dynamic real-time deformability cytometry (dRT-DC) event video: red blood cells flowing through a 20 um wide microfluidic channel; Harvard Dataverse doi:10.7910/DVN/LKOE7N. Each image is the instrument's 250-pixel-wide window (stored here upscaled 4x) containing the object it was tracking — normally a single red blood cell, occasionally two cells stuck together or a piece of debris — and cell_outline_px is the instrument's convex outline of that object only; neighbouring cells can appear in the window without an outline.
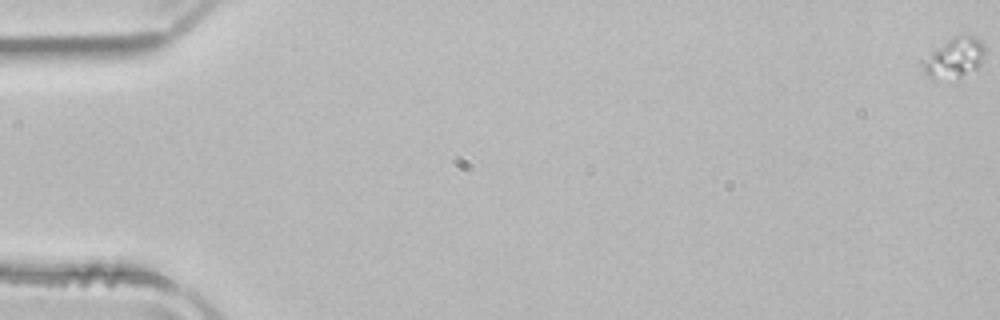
{"species": "common noctule bat (a hibernating species)", "species_latin": "Nyctalus noctula", "temperature_condition": "room temperature", "stored_images_in_passage": 54, "camera_frame_rate_fps": 3000, "um_per_image_px": 0.085, "animal": {"sex": "male", "body_mass_g": 21.5, "forearm_length_mm": 52.0}, "frame": {"image": 1, "passage_image": 1, "time_ms": 0.0, "image_size_px": [1000, 320], "cell_outline_px": [[984, 60], [976, 68], [960, 76], [928, 76], [924, 72], [920, 64], [920, 60], [952, 36], [960, 32], [964, 32], [976, 36], [984, 44]], "centroid_in_image_um": [81.14, 4.8], "position_along_channel_um": 3.9, "area_um2": 14.45}}
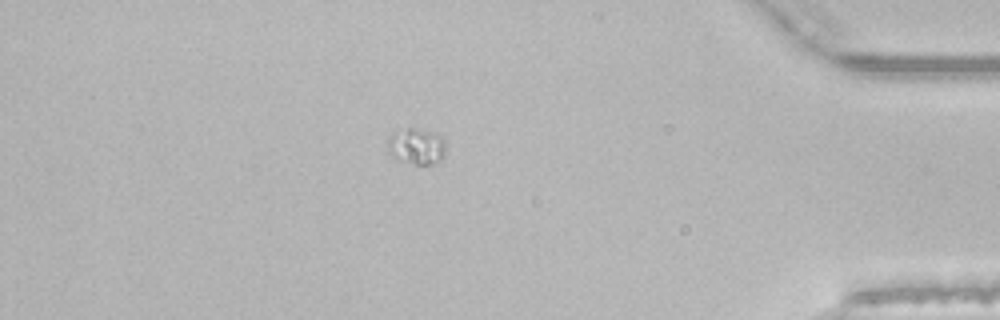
{"frame": {"image": 2, "passage_image": 47, "time_ms": 15.333, "image_size_px": [1000, 320], "cell_outline_px": [[444, 156], [440, 160], [432, 164], [416, 164], [396, 160], [388, 152], [388, 136], [396, 128], [408, 124], [432, 132], [440, 136], [444, 140]], "centroid_in_image_um": [35.32, 12.36], "position_along_channel_um": 399.9, "area_um2": 12.83}}
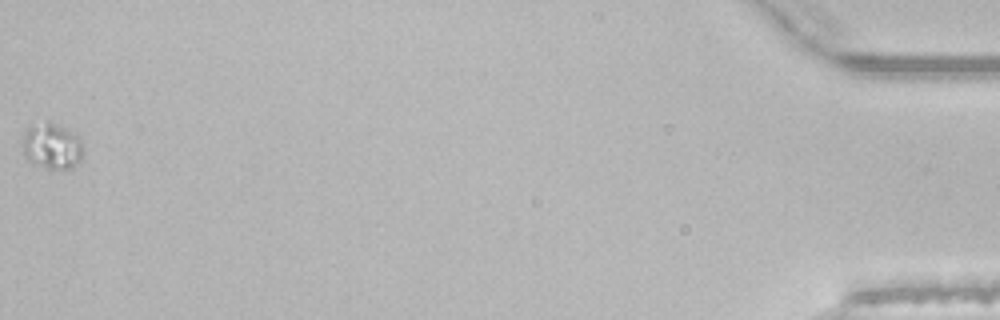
{"frame": {"image": 3, "passage_image": 54, "time_ms": 17.667, "image_size_px": [1000, 320], "cell_outline_px": [[84, 152], [80, 160], [72, 168], [48, 168], [28, 160], [24, 156], [24, 132], [28, 124], [48, 120], [80, 136], [84, 140]], "centroid_in_image_um": [4.45, 12.37], "position_along_channel_um": 430.7, "area_um2": 16.47}}